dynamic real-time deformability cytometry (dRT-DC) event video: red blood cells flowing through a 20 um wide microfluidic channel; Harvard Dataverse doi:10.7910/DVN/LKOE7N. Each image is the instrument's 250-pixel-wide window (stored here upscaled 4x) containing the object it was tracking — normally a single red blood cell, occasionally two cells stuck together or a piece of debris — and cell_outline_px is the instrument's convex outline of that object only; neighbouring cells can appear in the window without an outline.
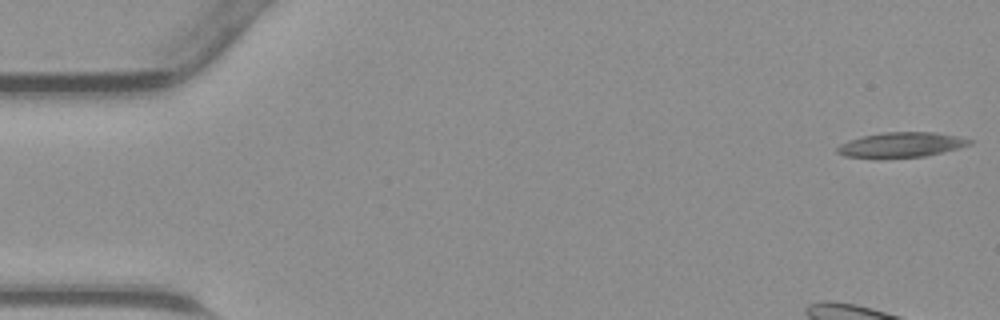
{"species": "common noctule bat (a hibernating species)", "species_latin": "Nyctalus noctula", "temperature_condition": "warm", "stored_images_in_passage": 13, "camera_frame_rate_fps": 3000, "um_per_image_px": 0.085, "animal": {"sex": "male", "body_mass_g": 23.1, "forearm_length_mm": 52.7}, "frame": {"image": 1, "passage_image": 1, "time_ms": 0.0, "image_size_px": [1000, 320], "cell_outline_px": [[976, 140], [972, 144], [960, 148], [944, 152], [924, 156], [880, 160], [876, 160], [844, 156], [836, 152], [836, 148], [840, 144], [848, 140], [860, 136], [884, 132], [936, 132]], "centroid_in_image_um": [76.57, 12.34], "position_along_channel_um": 8.4, "area_um2": 20.11}}